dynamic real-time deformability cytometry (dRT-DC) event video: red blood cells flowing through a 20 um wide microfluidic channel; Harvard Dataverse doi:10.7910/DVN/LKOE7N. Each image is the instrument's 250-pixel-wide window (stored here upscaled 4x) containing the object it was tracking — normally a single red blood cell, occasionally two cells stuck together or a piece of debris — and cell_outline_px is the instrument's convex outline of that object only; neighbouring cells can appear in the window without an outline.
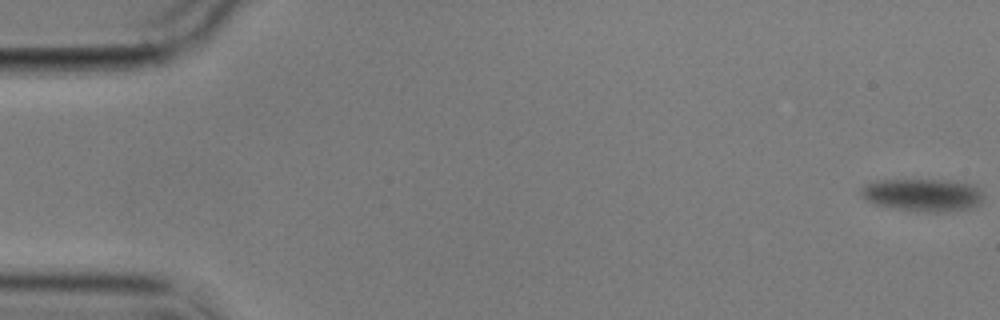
{"species": "common noctule bat (a hibernating species)", "species_latin": "Nyctalus noctula", "temperature_condition": "cold", "stored_images_in_passage": 8, "camera_frame_rate_fps": 3000, "um_per_image_px": 0.085, "animal": {"sex": "male", "body_mass_g": 17.9}, "frame": {"image": 1, "passage_image": 1, "time_ms": 0.0, "image_size_px": [1000, 320], "cell_outline_px": [[984, 196], [980, 204], [976, 208], [956, 212], [936, 212], [900, 208], [876, 204], [860, 196], [860, 188], [868, 184], [884, 180], [948, 180], [972, 184]], "centroid_in_image_um": [78.52, 16.58], "position_along_channel_um": 6.5, "area_um2": 23.12}}
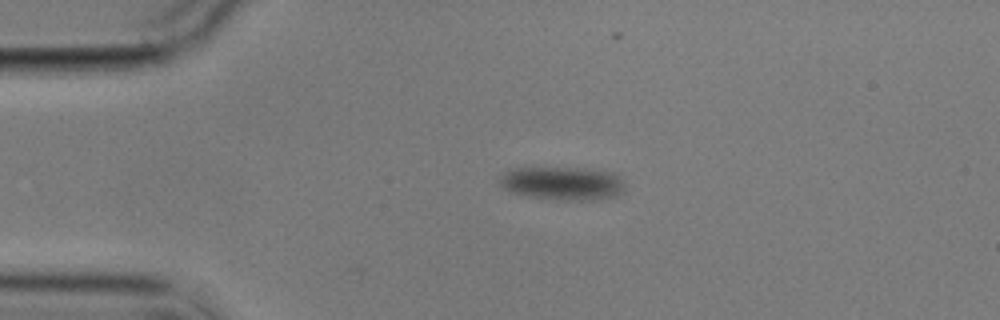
{"frame": {"image": 2, "passage_image": 5, "time_ms": 5.667, "image_size_px": [1000, 320], "cell_outline_px": [[624, 188], [616, 196], [592, 200], [564, 200], [528, 196], [512, 192], [504, 188], [500, 184], [500, 176], [516, 168], [584, 168], [612, 172], [620, 176], [624, 184]], "centroid_in_image_um": [47.85, 15.58], "position_along_channel_um": 37.1, "area_um2": 24.1}}
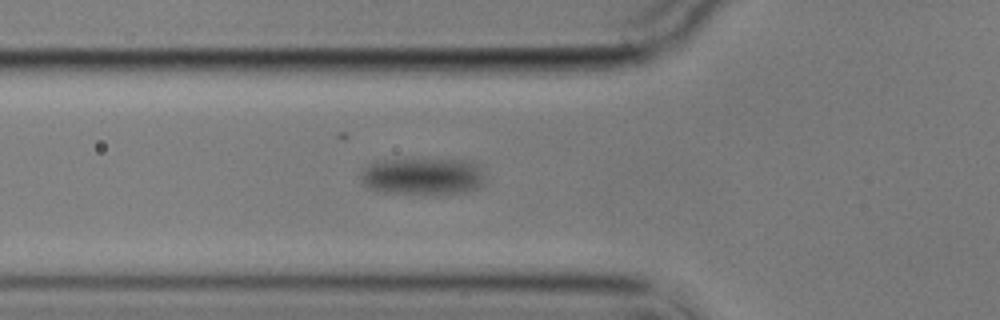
{"frame": {"image": 3, "passage_image": 8, "time_ms": 9.0, "image_size_px": [1000, 320], "cell_outline_px": [[484, 180], [476, 188], [464, 192], [384, 192], [368, 188], [360, 180], [360, 176], [364, 168], [372, 160], [472, 160], [480, 164], [484, 176]], "centroid_in_image_um": [35.91, 14.94], "position_along_channel_um": 89.9, "area_um2": 26.36}}